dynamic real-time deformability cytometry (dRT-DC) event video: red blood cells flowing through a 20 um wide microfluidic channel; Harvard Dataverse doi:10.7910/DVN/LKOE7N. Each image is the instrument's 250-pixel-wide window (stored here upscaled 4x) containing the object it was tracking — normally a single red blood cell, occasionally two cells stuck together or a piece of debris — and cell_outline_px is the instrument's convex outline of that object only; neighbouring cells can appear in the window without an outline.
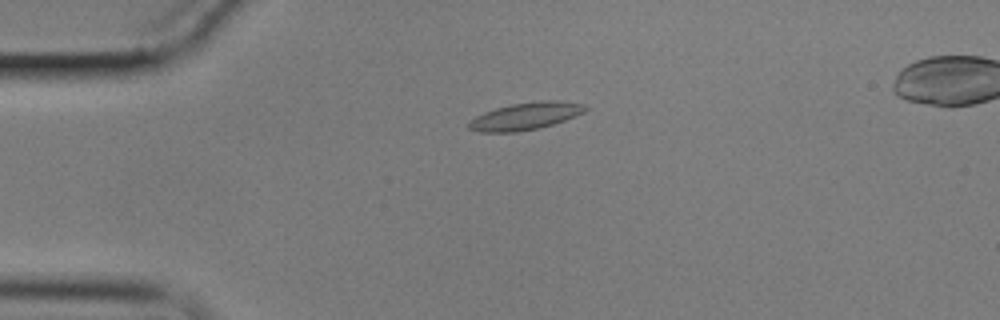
{"species": "common noctule bat (a hibernating species)", "species_latin": "Nyctalus noctula", "temperature_condition": "cold", "stored_images_in_passage": 30, "camera_frame_rate_fps": 3000, "um_per_image_px": 0.085, "animal": {"sex": "male", "body_mass_g": 17.9}, "frame": {"image": 1, "passage_image": 5, "time_ms": 1.333, "image_size_px": [1000, 320], "cell_outline_px": [[588, 108], [584, 112], [576, 116], [540, 128], [516, 132], [480, 132], [468, 128], [468, 124], [476, 116], [484, 112], [496, 108], [512, 104], [540, 100], [556, 100], [584, 104]], "centroid_in_image_um": [44.69, 9.87], "position_along_channel_um": 40.3, "area_um2": 18.44}}
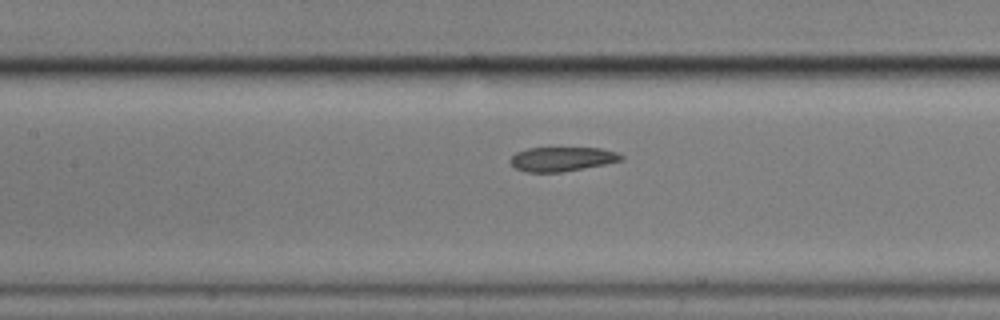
{"frame": {"image": 2, "passage_image": 18, "time_ms": 5.667, "image_size_px": [1000, 320], "cell_outline_px": [[624, 160], [584, 168], [560, 172], [528, 172], [516, 168], [508, 160], [516, 152], [528, 148], [600, 148], [616, 152], [624, 156]], "centroid_in_image_um": [47.77, 13.51], "position_along_channel_um": 159.6, "area_um2": 15.61}}
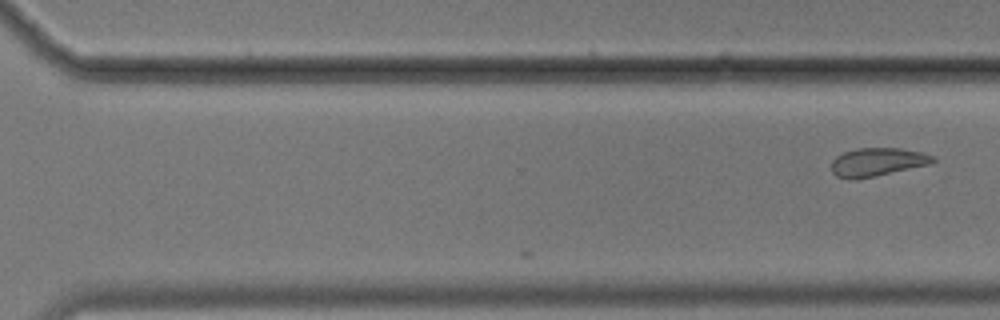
{"frame": {"image": 3, "passage_image": 30, "time_ms": 9.667, "image_size_px": [1000, 320], "cell_outline_px": [[936, 160], [932, 164], [856, 180], [848, 180], [836, 176], [832, 172], [832, 160], [836, 156], [844, 152], [856, 148], [900, 148], [924, 152], [936, 156]], "centroid_in_image_um": [74.6, 13.77], "position_along_channel_um": 296.0, "area_um2": 17.11}}